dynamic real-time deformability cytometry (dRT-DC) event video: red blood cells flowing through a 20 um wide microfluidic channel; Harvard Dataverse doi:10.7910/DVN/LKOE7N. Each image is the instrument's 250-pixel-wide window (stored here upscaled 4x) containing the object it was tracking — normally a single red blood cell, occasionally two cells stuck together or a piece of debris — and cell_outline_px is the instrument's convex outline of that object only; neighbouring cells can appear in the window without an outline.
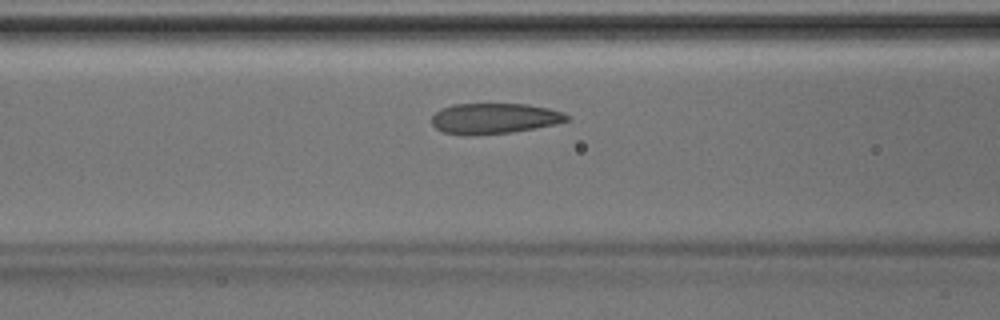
{"species": "Egyptian fruit bat (a non-hibernating species)", "species_latin": "Rousettus aegyptiacus", "temperature_condition": "room temperature", "stored_images_in_passage": 41, "camera_frame_rate_fps": 3000, "um_per_image_px": 0.085, "animal": {"sex": "male"}, "frame": {"image": 1, "passage_image": 14, "time_ms": 4.333, "image_size_px": [1000, 320], "cell_outline_px": [[568, 120], [556, 124], [536, 128], [512, 132], [476, 136], [464, 136], [444, 132], [436, 128], [432, 124], [432, 116], [436, 112], [444, 108], [456, 104], [528, 104], [548, 108], [564, 112], [568, 116]], "centroid_in_image_um": [42.02, 10.08], "position_along_channel_um": 124.6, "area_um2": 24.22}}
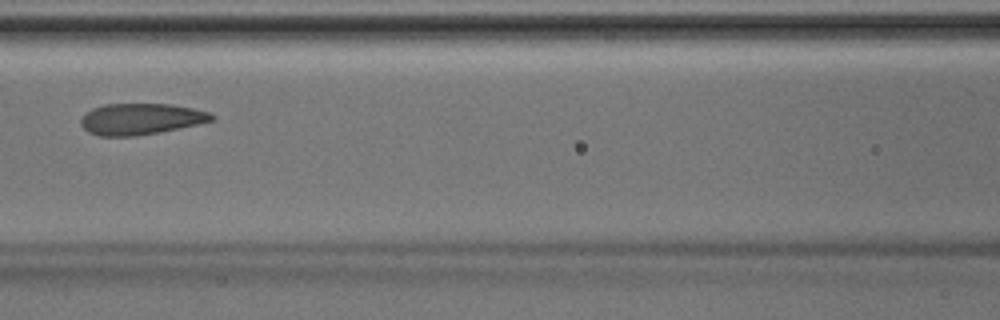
{"frame": {"image": 2, "passage_image": 16, "time_ms": 5.0, "image_size_px": [1000, 320], "cell_outline_px": [[216, 120], [160, 132], [136, 136], [100, 136], [88, 132], [80, 124], [80, 120], [84, 112], [92, 108], [104, 104], [168, 104], [192, 108], [208, 112], [216, 116]], "centroid_in_image_um": [11.94, 10.11], "position_along_channel_um": 154.7, "area_um2": 23.93}}
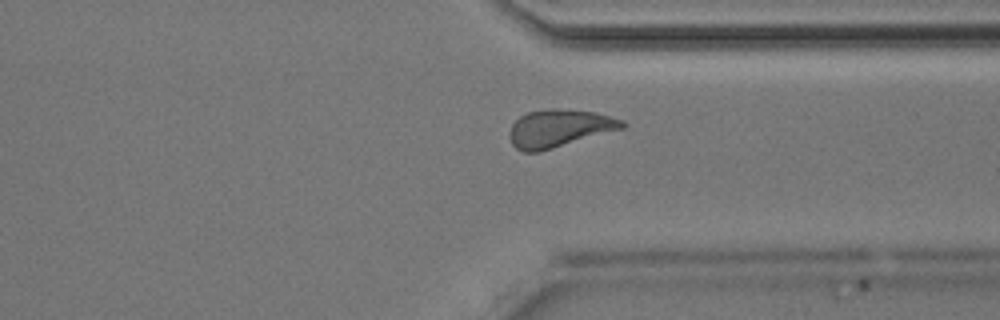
{"frame": {"image": 3, "passage_image": 30, "time_ms": 9.667, "image_size_px": [1000, 320], "cell_outline_px": [[628, 124], [624, 128], [540, 152], [524, 152], [516, 148], [512, 144], [508, 136], [508, 132], [512, 124], [520, 116], [528, 112], [548, 108], [556, 108], [596, 112], [624, 120]], "centroid_in_image_um": [47.53, 10.9], "position_along_channel_um": 363.9, "area_um2": 24.97}}